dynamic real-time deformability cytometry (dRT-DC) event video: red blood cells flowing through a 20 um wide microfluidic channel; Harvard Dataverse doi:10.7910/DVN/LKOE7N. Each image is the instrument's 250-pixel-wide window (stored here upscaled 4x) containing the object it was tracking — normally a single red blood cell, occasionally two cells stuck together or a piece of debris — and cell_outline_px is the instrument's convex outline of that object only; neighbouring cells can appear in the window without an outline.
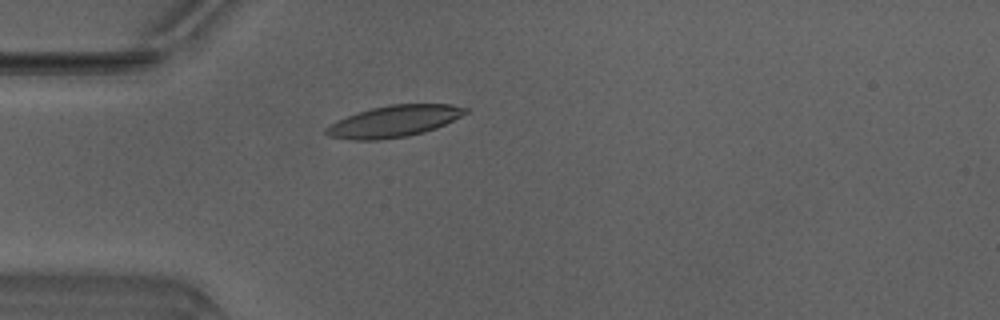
{"species": "Egyptian fruit bat (a non-hibernating species)", "species_latin": "Rousettus aegyptiacus", "temperature_condition": "warm", "stored_images_in_passage": 36, "camera_frame_rate_fps": 3000, "um_per_image_px": 0.085, "animal": {"sex": "male"}, "frame": {"image": 1, "passage_image": 1, "time_ms": 0.0, "image_size_px": [1000, 320], "cell_outline_px": [[468, 112], [436, 128], [424, 132], [408, 136], [380, 140], [352, 140], [328, 136], [324, 132], [324, 128], [328, 124], [348, 116], [372, 108], [392, 104], [452, 104], [468, 108]], "centroid_in_image_um": [33.47, 10.32], "position_along_channel_um": 51.5, "area_um2": 25.49}}
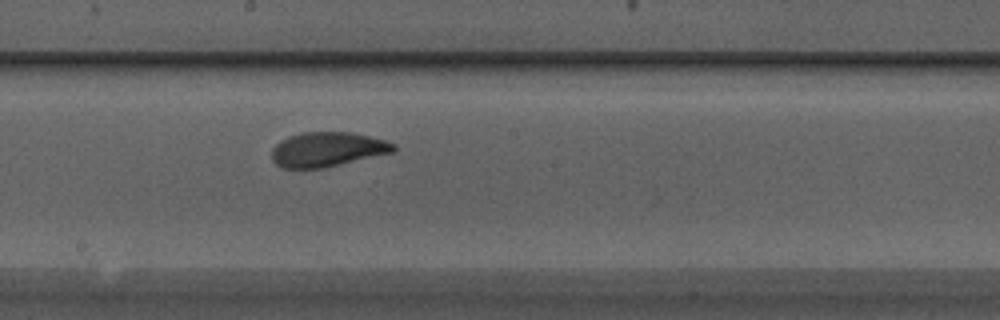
{"frame": {"image": 2, "passage_image": 14, "time_ms": 4.333, "image_size_px": [1000, 320], "cell_outline_px": [[396, 152], [324, 168], [284, 168], [276, 164], [272, 160], [272, 148], [280, 140], [288, 136], [300, 132], [352, 132], [384, 140], [396, 144]], "centroid_in_image_um": [27.84, 12.7], "position_along_channel_um": 220.4, "area_um2": 24.8}}
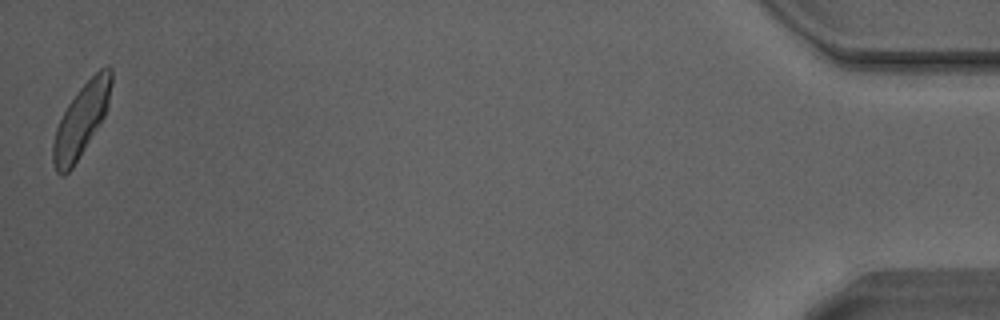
{"frame": {"image": 3, "passage_image": 36, "time_ms": 11.667, "image_size_px": [1000, 320], "cell_outline_px": [[112, 84], [108, 104], [104, 116], [100, 124], [72, 168], [64, 176], [60, 176], [56, 172], [52, 160], [52, 144], [56, 128], [68, 104], [80, 88], [100, 68], [108, 64], [112, 68]], "centroid_in_image_um": [6.91, 10.21], "position_along_channel_um": 428.3, "area_um2": 24.45}, "authors_computed_cell_mechanics": {"area_um2": 24.5072, "velocity_mm_per_s": 4.1578, "shape_relaxation_time_tau1_ms": 2.8158, "shape_relaxation_time_tau2_ms": 1.0902, "deformation_change_tau1": 0.1305, "deformation_change_tau2": 0.0726}}